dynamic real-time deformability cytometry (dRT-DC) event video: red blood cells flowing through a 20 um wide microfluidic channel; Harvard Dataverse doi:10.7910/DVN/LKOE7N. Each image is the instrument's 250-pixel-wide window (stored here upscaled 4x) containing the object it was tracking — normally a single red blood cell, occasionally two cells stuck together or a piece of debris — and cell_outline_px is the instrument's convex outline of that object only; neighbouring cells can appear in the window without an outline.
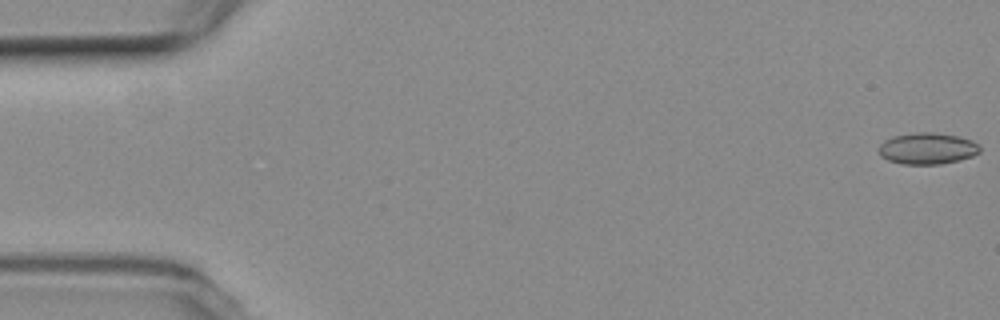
{"species": "common noctule bat (a hibernating species)", "species_latin": "Nyctalus noctula", "temperature_condition": "room temperature", "stored_images_in_passage": 6, "camera_frame_rate_fps": 3000, "um_per_image_px": 0.085, "animal": {"sex": "female", "body_mass_g": 19.3, "forearm_length_mm": 54.1}, "frame": {"image": 1, "passage_image": 1, "time_ms": 0.0, "image_size_px": [1000, 320], "cell_outline_px": [[980, 152], [972, 156], [940, 164], [904, 164], [888, 160], [880, 156], [880, 144], [884, 140], [892, 136], [916, 132], [932, 132], [956, 136], [972, 140], [980, 148]], "centroid_in_image_um": [78.8, 12.61], "position_along_channel_um": 6.2, "area_um2": 18.32}}